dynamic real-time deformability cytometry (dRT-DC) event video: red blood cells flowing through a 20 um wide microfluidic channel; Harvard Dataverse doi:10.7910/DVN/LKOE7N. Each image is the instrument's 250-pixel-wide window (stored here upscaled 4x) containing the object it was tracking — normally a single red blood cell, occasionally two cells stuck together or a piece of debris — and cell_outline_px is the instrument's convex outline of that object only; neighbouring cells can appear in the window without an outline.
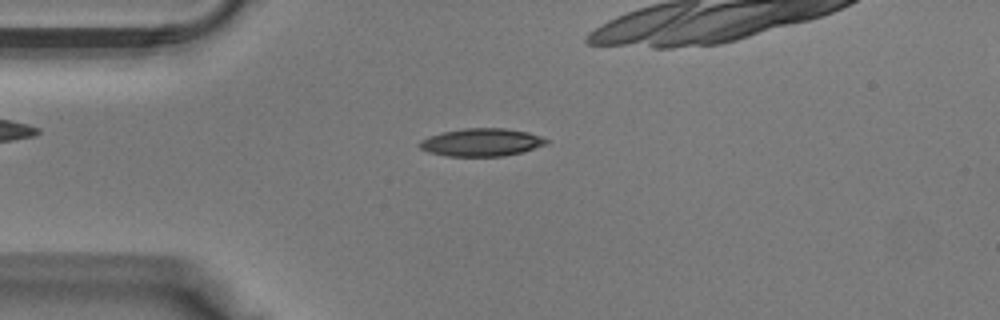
{"species": "Egyptian fruit bat (a non-hibernating species)", "species_latin": "Rousettus aegyptiacus", "temperature_condition": "warm", "stored_images_in_passage": 31, "camera_frame_rate_fps": 3000, "um_per_image_px": 0.085, "animal": {"sex": "male"}, "frame": {"image": 1, "passage_image": 9, "time_ms": 2.667, "image_size_px": [1000, 320], "cell_outline_px": [[548, 144], [524, 152], [504, 156], [444, 156], [428, 152], [420, 148], [416, 144], [420, 140], [428, 136], [444, 132], [464, 128], [504, 128], [528, 132], [540, 136], [548, 140]], "centroid_in_image_um": [40.92, 12.1], "position_along_channel_um": 44.1, "area_um2": 20.75}}
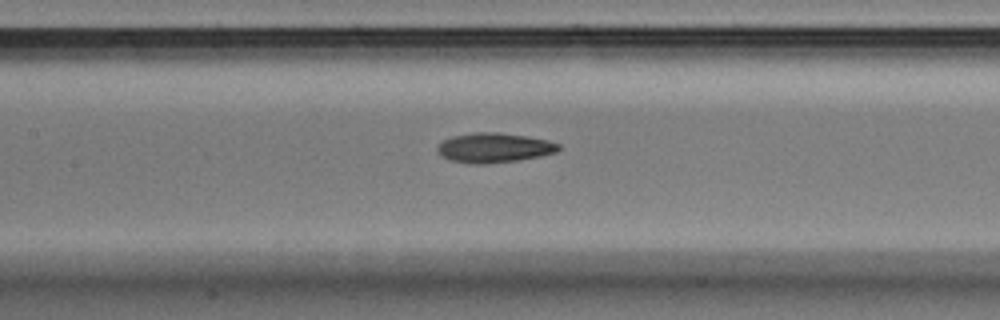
{"frame": {"image": 2, "passage_image": 17, "time_ms": 5.333, "image_size_px": [1000, 320], "cell_outline_px": [[560, 148], [556, 152], [540, 156], [516, 160], [484, 164], [476, 164], [448, 160], [436, 152], [436, 148], [444, 140], [452, 136], [476, 132], [496, 132], [524, 136], [548, 140], [560, 144]], "centroid_in_image_um": [41.97, 12.56], "position_along_channel_um": 165.4, "area_um2": 20.81}}
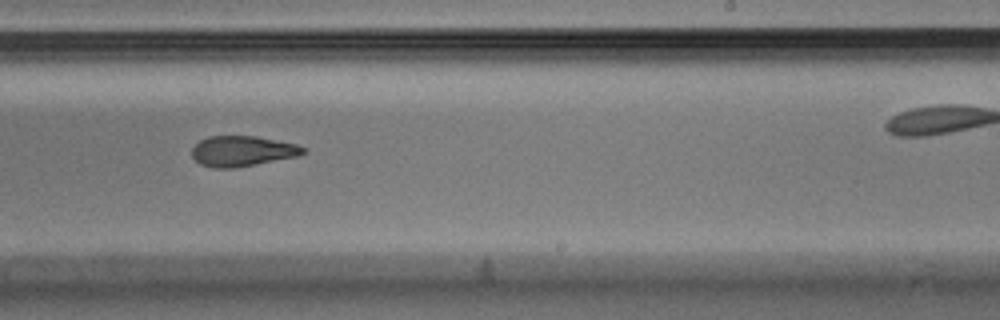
{"frame": {"image": 3, "passage_image": 23, "time_ms": 7.333, "image_size_px": [1000, 320], "cell_outline_px": [[308, 152], [300, 156], [232, 168], [212, 168], [200, 164], [192, 156], [192, 148], [200, 140], [208, 136], [256, 136], [296, 144], [304, 148]], "centroid_in_image_um": [20.6, 12.84], "position_along_channel_um": 268.4, "area_um2": 19.71}}